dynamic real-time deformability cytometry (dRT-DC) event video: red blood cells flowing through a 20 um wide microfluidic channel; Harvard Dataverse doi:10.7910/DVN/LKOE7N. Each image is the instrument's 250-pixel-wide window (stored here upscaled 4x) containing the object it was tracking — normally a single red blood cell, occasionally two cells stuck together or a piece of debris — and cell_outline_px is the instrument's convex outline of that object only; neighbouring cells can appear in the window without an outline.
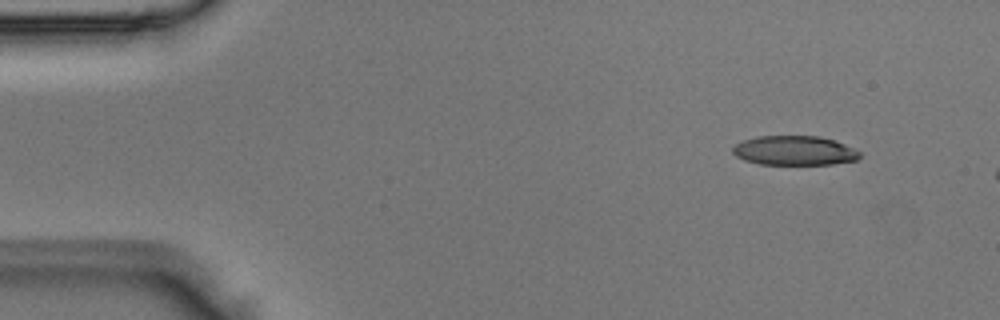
{"species": "Egyptian fruit bat (a non-hibernating species)", "species_latin": "Rousettus aegyptiacus", "temperature_condition": "room temperature", "stored_images_in_passage": 11, "camera_frame_rate_fps": 3000, "um_per_image_px": 0.085, "animal": {"sex": "male"}, "frame": {"image": 1, "passage_image": 4, "time_ms": 1.0, "image_size_px": [1000, 320], "cell_outline_px": [[860, 156], [856, 160], [832, 164], [760, 164], [744, 160], [736, 156], [732, 152], [732, 148], [736, 144], [744, 140], [756, 136], [820, 136], [844, 144], [860, 152]], "centroid_in_image_um": [67.5, 12.8], "position_along_channel_um": 17.5, "area_um2": 21.62}}